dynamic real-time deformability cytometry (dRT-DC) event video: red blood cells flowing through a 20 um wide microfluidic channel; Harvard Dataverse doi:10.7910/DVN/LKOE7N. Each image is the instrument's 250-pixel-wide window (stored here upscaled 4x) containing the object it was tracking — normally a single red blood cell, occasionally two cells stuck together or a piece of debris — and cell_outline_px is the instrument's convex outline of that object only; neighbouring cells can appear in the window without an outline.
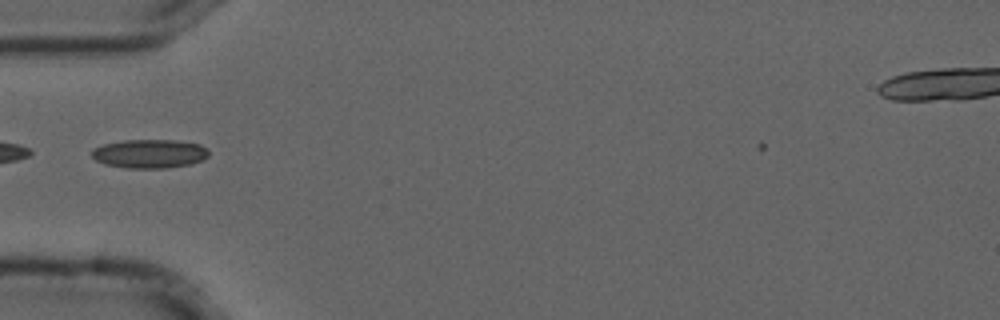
{"species": "common noctule bat (a hibernating species)", "species_latin": "Nyctalus noctula", "temperature_condition": "cold", "stored_images_in_passage": 40, "camera_frame_rate_fps": 3000, "um_per_image_px": 0.085, "animal": {"sex": "male", "forearm_length_mm": 52.5}, "frame": {"image": 1, "passage_image": 6, "time_ms": 1.667, "image_size_px": [1000, 320], "cell_outline_px": [[208, 156], [204, 160], [192, 164], [164, 168], [128, 168], [104, 164], [96, 160], [92, 156], [92, 148], [104, 144], [124, 140], [176, 140], [200, 144], [208, 148]], "centroid_in_image_um": [12.74, 13.06], "position_along_channel_um": 72.3, "area_um2": 19.77}}